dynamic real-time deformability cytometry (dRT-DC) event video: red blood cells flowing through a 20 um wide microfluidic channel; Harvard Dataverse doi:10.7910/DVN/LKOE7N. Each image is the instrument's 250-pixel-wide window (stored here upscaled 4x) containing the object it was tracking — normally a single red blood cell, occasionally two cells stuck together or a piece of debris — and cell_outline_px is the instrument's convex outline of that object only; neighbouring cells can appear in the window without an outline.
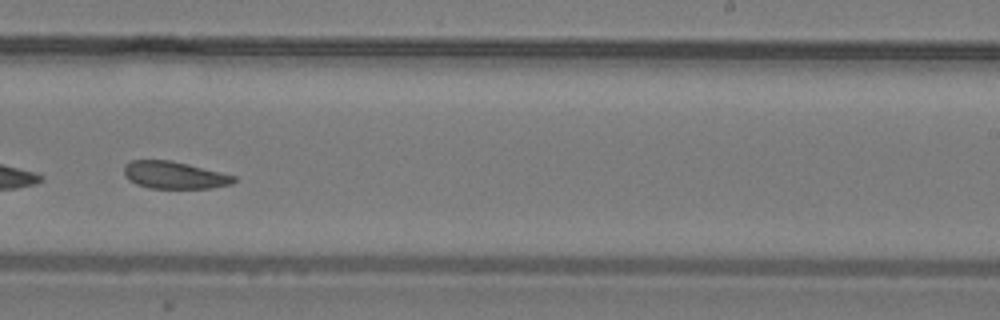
{"species": "common noctule bat (a hibernating species)", "species_latin": "Nyctalus noctula", "temperature_condition": "warm", "stored_images_in_passage": 27, "camera_frame_rate_fps": 3000, "um_per_image_px": 0.085, "animal": {"sex": "male", "body_mass_g": 19.2, "forearm_length_mm": 51.8}, "frame": {"image": 1, "passage_image": 16, "time_ms": 5.0, "image_size_px": [1000, 320], "cell_outline_px": [[236, 180], [232, 184], [212, 188], [152, 188], [136, 184], [128, 180], [124, 176], [124, 164], [132, 160], [168, 160], [188, 164], [236, 176]], "centroid_in_image_um": [14.8, 14.88], "position_along_channel_um": 274.2, "area_um2": 17.46}}